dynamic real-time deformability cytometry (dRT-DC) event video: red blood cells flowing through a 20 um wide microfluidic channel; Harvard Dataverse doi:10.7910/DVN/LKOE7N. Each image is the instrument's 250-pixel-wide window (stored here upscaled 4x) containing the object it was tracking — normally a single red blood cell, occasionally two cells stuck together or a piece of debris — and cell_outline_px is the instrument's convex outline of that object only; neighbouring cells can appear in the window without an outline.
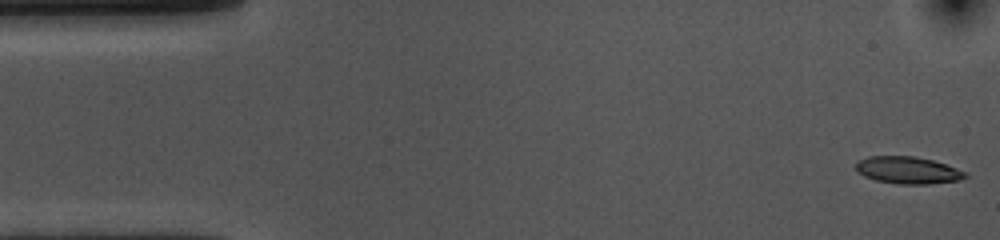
{"species": "common noctule bat (a hibernating species)", "species_latin": "Nyctalus noctula", "temperature_condition": "cold", "stored_images_in_passage": 54, "camera_frame_rate_fps": 3000, "um_per_image_px": 0.085, "animal": {"sex": "female", "body_mass_g": 10.0, "forearm_length_mm": 53.1}, "frame": {"image": 1, "passage_image": 1, "time_ms": 0.0, "image_size_px": [1000, 240], "cell_outline_px": [[968, 176], [960, 180], [928, 184], [900, 184], [876, 180], [864, 176], [856, 172], [856, 164], [860, 160], [868, 156], [916, 156], [932, 160], [968, 172]], "centroid_in_image_um": [77.18, 14.47], "position_along_channel_um": 7.8, "area_um2": 17.28}}
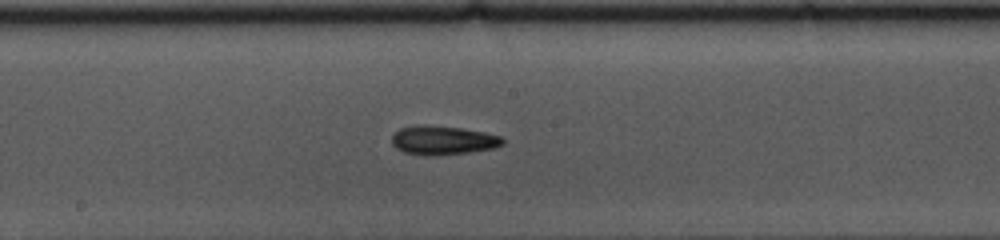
{"frame": {"image": 2, "passage_image": 27, "time_ms": 8.667, "image_size_px": [1000, 240], "cell_outline_px": [[504, 144], [496, 148], [468, 152], [436, 156], [424, 156], [404, 152], [396, 148], [392, 144], [392, 136], [400, 128], [416, 124], [424, 124], [464, 128], [484, 132], [500, 136], [504, 140]], "centroid_in_image_um": [37.64, 11.92], "position_along_channel_um": 210.6, "area_um2": 19.02}}
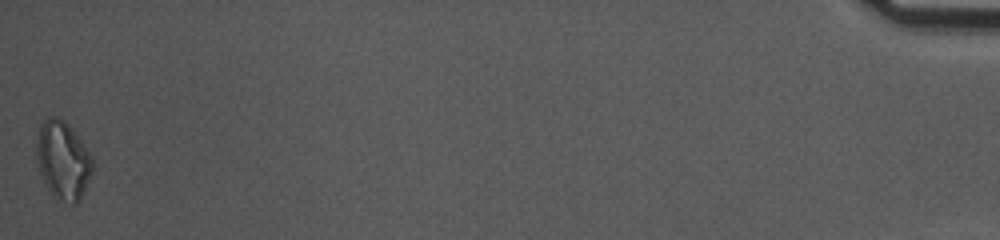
{"frame": {"image": 3, "passage_image": 54, "time_ms": 17.667, "image_size_px": [1000, 240], "cell_outline_px": [[92, 172], [80, 200], [76, 204], [72, 204], [56, 200], [48, 192], [40, 172], [36, 160], [36, 144], [40, 124], [48, 116], [56, 116], [64, 120], [68, 124], [92, 156]], "centroid_in_image_um": [5.32, 13.65], "position_along_channel_um": 429.9, "area_um2": 25.72}, "authors_computed_cell_mechanics": {"area_um2": 18.0336, "velocity_mm_per_s": 3.5851, "shape_relaxation_time_tau1_ms": 3.997, "shape_relaxation_time_tau2_ms": 5.0186, "deformation_change_tau1": 0.12, "deformation_change_tau2": 0.126}}